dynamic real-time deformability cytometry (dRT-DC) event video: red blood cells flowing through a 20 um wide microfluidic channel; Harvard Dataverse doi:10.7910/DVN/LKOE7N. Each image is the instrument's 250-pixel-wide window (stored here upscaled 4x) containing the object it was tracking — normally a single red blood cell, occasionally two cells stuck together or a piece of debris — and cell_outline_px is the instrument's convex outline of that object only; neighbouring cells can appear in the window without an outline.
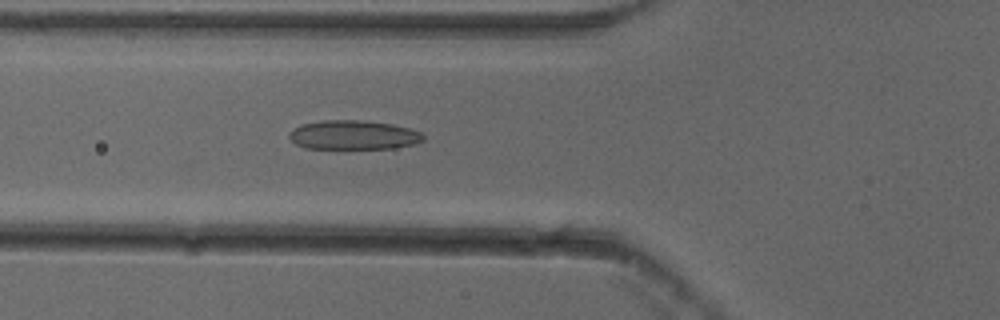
{"species": "common noctule bat (a hibernating species)", "species_latin": "Nyctalus noctula", "temperature_condition": "cold", "stored_images_in_passage": 39, "camera_frame_rate_fps": 3000, "um_per_image_px": 0.085, "animal": {"sex": "female"}, "frame": {"image": 1, "passage_image": 5, "time_ms": 1.333, "image_size_px": [1000, 320], "cell_outline_px": [[424, 140], [412, 144], [392, 148], [304, 148], [296, 144], [288, 136], [288, 132], [292, 128], [300, 124], [320, 120], [360, 120], [392, 124], [424, 132]], "centroid_in_image_um": [30.0, 11.46], "position_along_channel_um": 95.8, "area_um2": 22.89}}
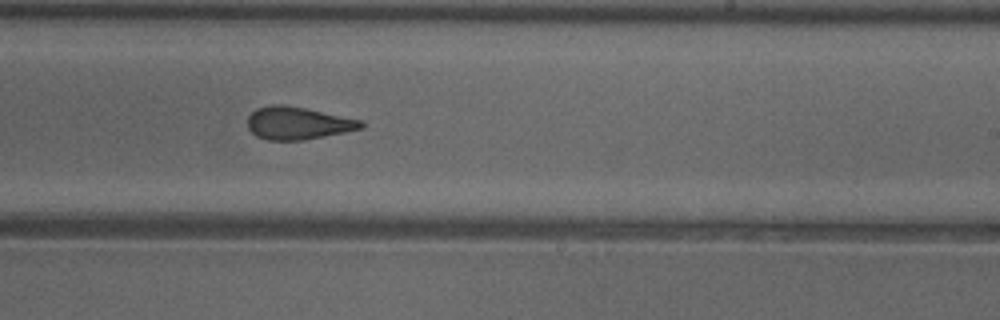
{"frame": {"image": 2, "passage_image": 18, "time_ms": 5.667, "image_size_px": [1000, 320], "cell_outline_px": [[364, 128], [304, 140], [268, 140], [256, 136], [248, 128], [248, 116], [256, 108], [272, 104], [284, 104], [304, 108], [360, 120], [364, 124]], "centroid_in_image_um": [25.28, 10.47], "position_along_channel_um": 263.7, "area_um2": 21.39}}
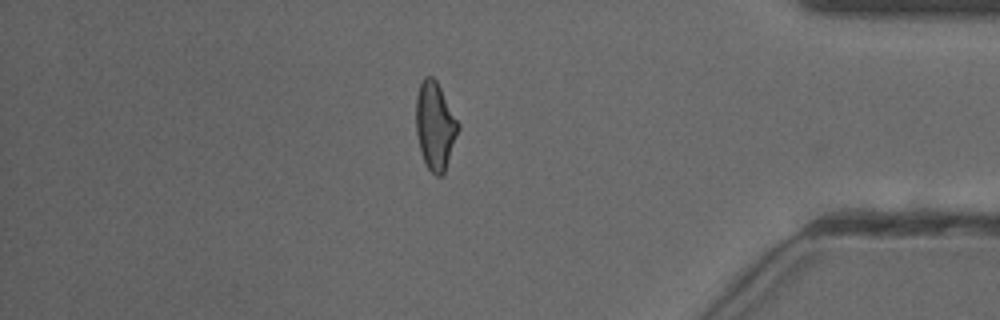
{"frame": {"image": 3, "passage_image": 31, "time_ms": 10.0, "image_size_px": [1000, 320], "cell_outline_px": [[460, 128], [444, 172], [440, 176], [436, 176], [428, 168], [420, 152], [416, 132], [416, 96], [420, 84], [424, 76], [432, 76], [436, 80], [460, 124]], "centroid_in_image_um": [36.98, 10.68], "position_along_channel_um": 398.2, "area_um2": 21.5}, "authors_computed_cell_mechanics": {"area_um2": 21.7328, "velocity_mm_per_s": 3.8564, "shape_relaxation_time_tau1_ms": null, "shape_relaxation_time_tau2_ms": 2.2063, "deformation_change_tau1": null, "deformation_change_tau2": 0.1085}}